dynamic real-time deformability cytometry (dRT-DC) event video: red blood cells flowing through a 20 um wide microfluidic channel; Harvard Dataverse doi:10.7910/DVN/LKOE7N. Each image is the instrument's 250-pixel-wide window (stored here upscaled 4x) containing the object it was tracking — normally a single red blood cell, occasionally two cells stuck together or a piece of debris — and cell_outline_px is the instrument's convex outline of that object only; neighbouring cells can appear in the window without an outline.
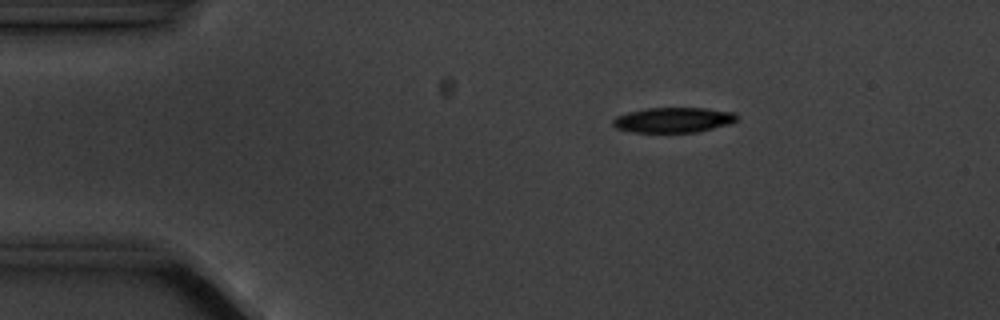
{"species": "common noctule bat (a hibernating species)", "species_latin": "Nyctalus noctula", "temperature_condition": "cold", "stored_images_in_passage": 5, "segment_of_instrument_passage": [1, 2], "camera_frame_rate_fps": 3000, "um_per_image_px": 0.085, "animal": {"sex": "male", "body_mass_g": 20.1, "forearm_length_mm": 53.5}, "frame": {"image": 1, "passage_image": 2, "time_ms": 2.0, "image_size_px": [1000, 320], "cell_outline_px": [[736, 120], [732, 124], [696, 132], [632, 132], [616, 128], [612, 124], [612, 120], [616, 116], [628, 112], [648, 108], [704, 108], [736, 112]], "centroid_in_image_um": [57.24, 10.19], "position_along_channel_um": 27.8, "area_um2": 18.21}}